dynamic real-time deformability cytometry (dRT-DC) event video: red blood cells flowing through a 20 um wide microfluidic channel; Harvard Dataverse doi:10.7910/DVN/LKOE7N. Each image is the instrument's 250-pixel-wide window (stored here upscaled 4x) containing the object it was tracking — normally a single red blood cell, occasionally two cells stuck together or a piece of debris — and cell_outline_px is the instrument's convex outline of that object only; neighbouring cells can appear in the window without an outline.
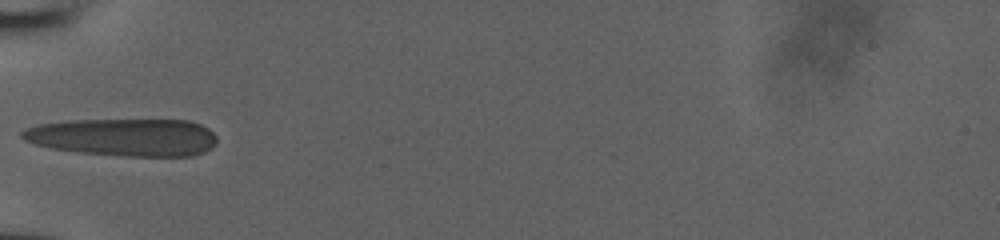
{"species": "human", "species_latin": "Homo sapiens", "temperature_condition": "room temperature", "stored_images_in_passage": 33, "camera_frame_rate_fps": 3000, "um_per_image_px": 0.085, "donor": {"sex": "male"}, "frame": {"image": 1, "passage_image": 1, "time_ms": 0.0, "image_size_px": [1000, 240], "cell_outline_px": [[216, 144], [204, 152], [192, 156], [124, 156], [80, 152], [52, 148], [36, 144], [24, 140], [20, 136], [20, 132], [24, 128], [40, 124], [68, 120], [188, 120], [200, 124], [208, 128], [216, 136]], "centroid_in_image_um": [10.53, 11.66], "position_along_channel_um": 74.5, "area_um2": 42.77}}
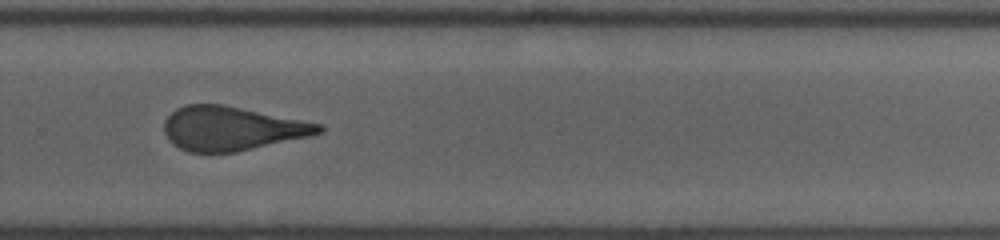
{"frame": {"image": 2, "passage_image": 18, "time_ms": 5.667, "image_size_px": [1000, 240], "cell_outline_px": [[324, 128], [320, 132], [312, 136], [236, 152], [188, 152], [172, 144], [168, 140], [164, 132], [164, 120], [176, 108], [184, 104], [224, 104], [324, 124]], "centroid_in_image_um": [19.7, 10.91], "position_along_channel_um": 310.1, "area_um2": 40.0}}
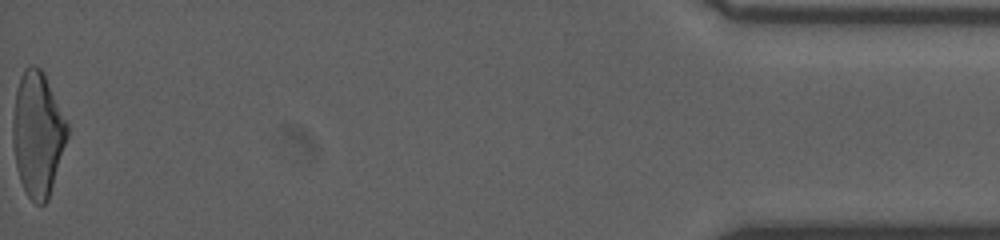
{"frame": {"image": 3, "passage_image": 33, "time_ms": 10.667, "image_size_px": [1000, 240], "cell_outline_px": [[68, 136], [48, 200], [44, 204], [36, 204], [28, 196], [20, 180], [16, 164], [12, 144], [12, 120], [16, 88], [20, 76], [24, 68], [28, 64], [32, 64], [40, 68], [44, 72], [68, 124]], "centroid_in_image_um": [3.19, 11.35], "position_along_channel_um": 432.0, "area_um2": 39.71}}